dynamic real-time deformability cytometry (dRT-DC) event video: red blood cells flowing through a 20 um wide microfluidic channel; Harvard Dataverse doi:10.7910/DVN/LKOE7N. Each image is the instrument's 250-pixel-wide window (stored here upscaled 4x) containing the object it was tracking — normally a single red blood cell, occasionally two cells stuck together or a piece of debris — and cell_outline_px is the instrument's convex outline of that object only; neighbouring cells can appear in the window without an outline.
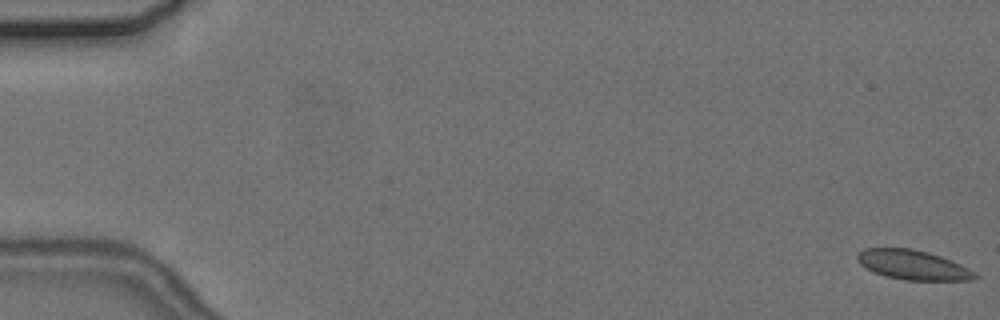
{"species": "common noctule bat (a hibernating species)", "species_latin": "Nyctalus noctula", "temperature_condition": "cold", "stored_images_in_passage": 7, "segment_of_instrument_passage": [1, 2], "camera_frame_rate_fps": 3000, "um_per_image_px": 0.085, "animal": {"sex": "female", "body_mass_g": 24.6, "forearm_length_mm": 56.2}, "frame": {"image": 1, "passage_image": 1, "time_ms": 0.0, "image_size_px": [1000, 320], "cell_outline_px": [[980, 276], [976, 280], [904, 280], [888, 276], [876, 272], [860, 264], [856, 260], [856, 256], [864, 248], [912, 248], [928, 252], [940, 256], [960, 264], [968, 268]], "centroid_in_image_um": [77.63, 22.51], "position_along_channel_um": 7.4, "area_um2": 20.11}}